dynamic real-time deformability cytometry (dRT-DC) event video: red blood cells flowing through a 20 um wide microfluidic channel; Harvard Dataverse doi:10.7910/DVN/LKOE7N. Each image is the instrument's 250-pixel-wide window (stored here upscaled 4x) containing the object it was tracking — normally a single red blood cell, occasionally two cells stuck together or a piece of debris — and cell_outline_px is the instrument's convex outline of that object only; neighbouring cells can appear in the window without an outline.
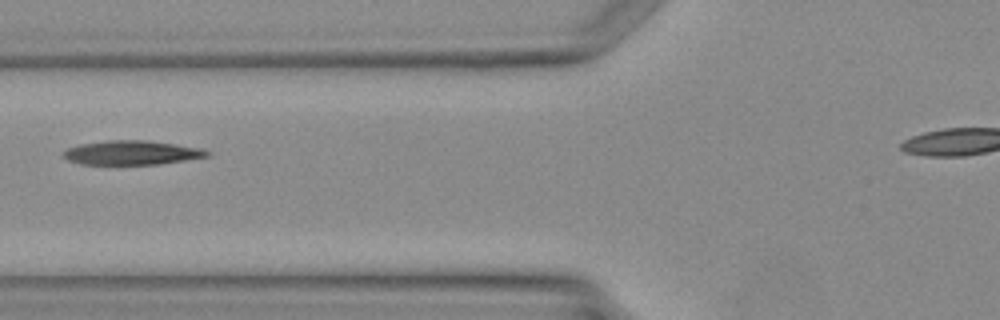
{"species": "Egyptian fruit bat (a non-hibernating species)", "species_latin": "Rousettus aegyptiacus", "temperature_condition": "warm", "stored_images_in_passage": 3, "camera_frame_rate_fps": 3000, "um_per_image_px": 0.085, "animal": {"sex": "female"}, "frame": {"image": 1, "passage_image": 3, "time_ms": 2.333, "image_size_px": [1000, 320], "cell_outline_px": [[212, 156], [160, 164], [80, 164], [68, 160], [60, 152], [68, 148], [80, 144], [108, 140], [148, 140], [204, 148], [212, 152]], "centroid_in_image_um": [11.26, 12.97], "position_along_channel_um": 114.5, "area_um2": 20.52}}